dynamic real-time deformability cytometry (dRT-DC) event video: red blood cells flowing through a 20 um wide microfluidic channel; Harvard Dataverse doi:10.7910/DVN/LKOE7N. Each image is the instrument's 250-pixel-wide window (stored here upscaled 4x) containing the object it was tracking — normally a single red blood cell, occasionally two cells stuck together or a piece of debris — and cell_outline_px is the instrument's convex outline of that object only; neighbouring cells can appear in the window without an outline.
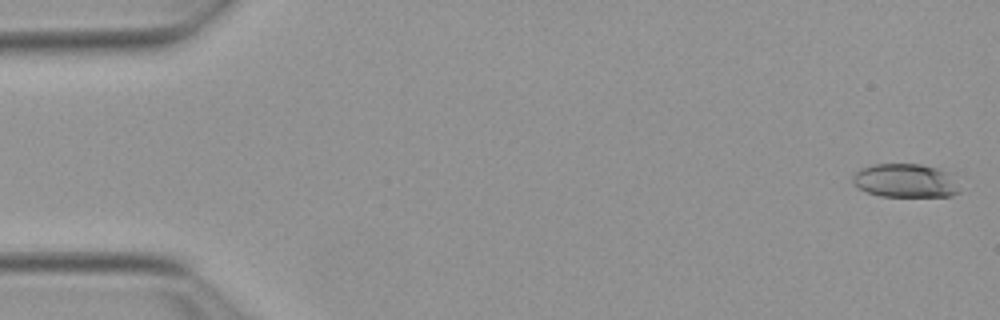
{"species": "Egyptian fruit bat (a non-hibernating species)", "species_latin": "Rousettus aegyptiacus", "temperature_condition": "warm", "stored_images_in_passage": 52, "camera_frame_rate_fps": 3000, "um_per_image_px": 0.085, "animal": {"sex": "female"}, "frame": {"image": 1, "passage_image": 1, "time_ms": 0.0, "image_size_px": [1000, 320], "cell_outline_px": [[960, 192], [952, 196], [880, 196], [868, 192], [852, 184], [852, 176], [860, 168], [872, 164], [920, 164], [936, 168], [944, 172], [960, 188]], "centroid_in_image_um": [76.88, 15.36], "position_along_channel_um": 8.1, "area_um2": 20.69}}
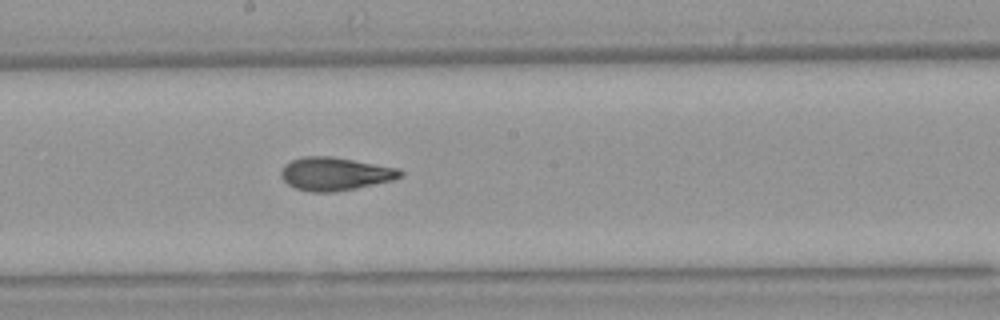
{"frame": {"image": 2, "passage_image": 28, "time_ms": 9.0, "image_size_px": [1000, 320], "cell_outline_px": [[404, 176], [392, 180], [356, 188], [332, 192], [312, 192], [296, 188], [288, 184], [280, 176], [280, 172], [284, 164], [292, 160], [304, 156], [332, 156], [400, 168], [404, 172]], "centroid_in_image_um": [28.49, 14.76], "position_along_channel_um": 219.7, "area_um2": 23.12}}
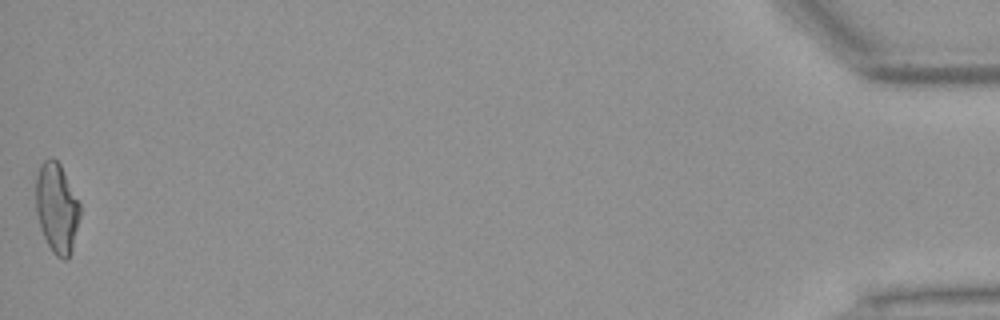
{"frame": {"image": 3, "passage_image": 52, "time_ms": 17.0, "image_size_px": [1000, 320], "cell_outline_px": [[80, 216], [72, 252], [68, 260], [64, 260], [56, 256], [52, 252], [40, 228], [36, 212], [36, 176], [40, 164], [44, 160], [52, 156], [60, 164], [80, 204]], "centroid_in_image_um": [4.82, 17.7], "position_along_channel_um": 430.4, "area_um2": 23.29}, "authors_computed_cell_mechanics": {"area_um2": 22.4842, "velocity_mm_per_s": 3.8964, "shape_relaxation_time_tau1_ms": 8.4108, "shape_relaxation_time_tau2_ms": 2.2684, "deformation_change_tau1": 0.2491, "deformation_change_tau2": 0.1082}}